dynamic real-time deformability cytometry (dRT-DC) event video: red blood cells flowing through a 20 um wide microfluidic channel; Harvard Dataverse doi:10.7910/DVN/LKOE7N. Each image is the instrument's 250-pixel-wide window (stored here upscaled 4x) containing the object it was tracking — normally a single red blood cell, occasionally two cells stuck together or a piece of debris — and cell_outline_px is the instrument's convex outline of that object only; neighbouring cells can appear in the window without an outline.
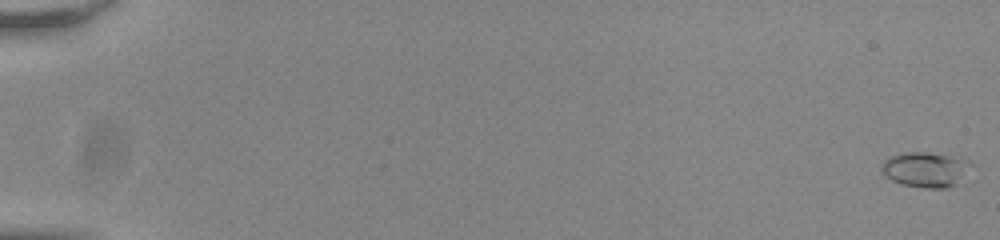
{"species": "common noctule bat (a hibernating species)", "species_latin": "Nyctalus noctula", "temperature_condition": "room temperature", "stored_images_in_passage": 52, "camera_frame_rate_fps": 3000, "um_per_image_px": 0.085, "animal": {"sex": "male", "body_mass_g": 20.0, "forearm_length_mm": 53.3}, "frame": {"image": 1, "passage_image": 1, "time_ms": 0.0, "image_size_px": [1000, 240], "cell_outline_px": [[964, 160], [956, 184], [948, 188], [924, 188], [904, 184], [892, 180], [880, 168], [884, 160], [892, 156], [904, 152], [928, 152], [948, 156]], "centroid_in_image_um": [78.48, 14.41], "position_along_channel_um": 6.5, "area_um2": 16.94}}
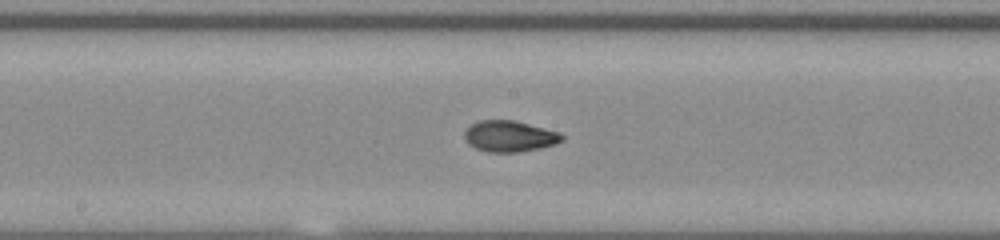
{"frame": {"image": 2, "passage_image": 32, "time_ms": 10.333, "image_size_px": [1000, 240], "cell_outline_px": [[564, 140], [556, 144], [540, 148], [520, 152], [488, 152], [476, 148], [468, 144], [464, 140], [464, 132], [472, 124], [480, 120], [512, 120], [560, 132], [564, 136]], "centroid_in_image_um": [43.32, 11.59], "position_along_channel_um": 204.9, "area_um2": 17.69}}
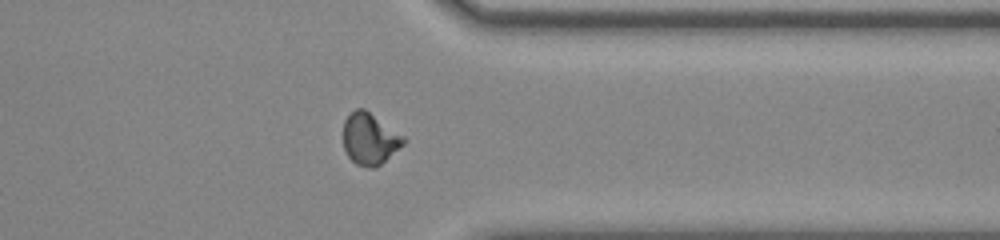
{"frame": {"image": 3, "passage_image": 46, "time_ms": 15.0, "image_size_px": [1000, 240], "cell_outline_px": [[408, 140], [404, 144], [376, 168], [368, 168], [356, 164], [348, 156], [344, 148], [344, 120], [356, 108], [364, 108], [404, 136]], "centroid_in_image_um": [31.44, 11.81], "position_along_channel_um": 380.0, "area_um2": 18.03}}